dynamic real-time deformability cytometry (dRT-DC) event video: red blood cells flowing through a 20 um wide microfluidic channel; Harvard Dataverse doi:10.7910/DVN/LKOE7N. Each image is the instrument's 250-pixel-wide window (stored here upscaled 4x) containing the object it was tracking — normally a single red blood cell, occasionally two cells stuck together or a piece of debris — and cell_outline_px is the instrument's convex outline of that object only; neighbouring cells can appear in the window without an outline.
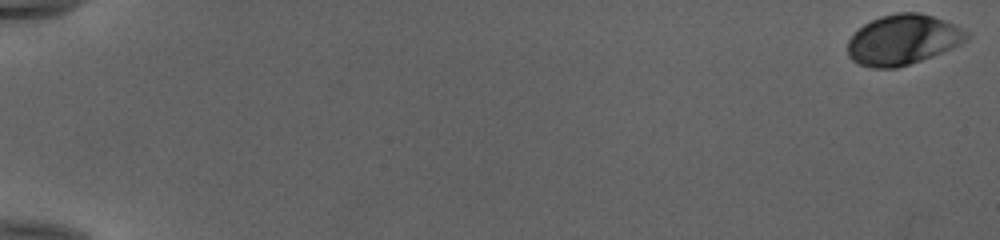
{"species": "human", "species_latin": "Homo sapiens", "temperature_condition": "cold", "stored_images_in_passage": 54, "camera_frame_rate_fps": 3000, "um_per_image_px": 0.085, "donor": {"sex": "female"}, "frame": {"image": 1, "passage_image": 1, "time_ms": 0.0, "image_size_px": [1000, 240], "cell_outline_px": [[968, 36], [964, 40], [932, 56], [896, 68], [872, 68], [860, 64], [852, 60], [848, 56], [848, 40], [864, 24], [880, 16], [896, 12], [920, 12], [944, 20], [968, 32]], "centroid_in_image_um": [76.68, 3.37], "position_along_channel_um": 8.3, "area_um2": 34.1}}
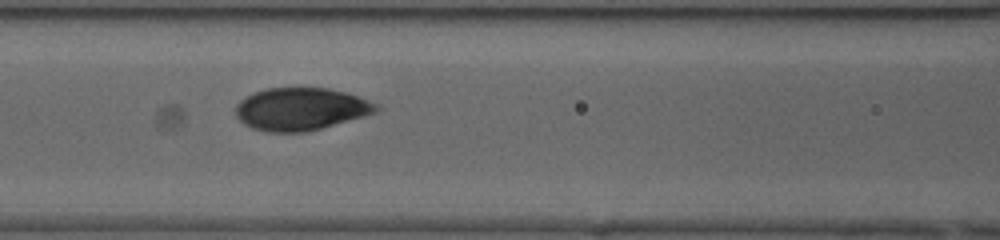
{"frame": {"image": 2, "passage_image": 26, "time_ms": 8.333, "image_size_px": [1000, 240], "cell_outline_px": [[380, 108], [376, 112], [364, 116], [308, 132], [268, 132], [252, 128], [244, 124], [236, 116], [236, 104], [240, 100], [256, 92], [268, 88], [328, 88], [344, 92], [380, 104]], "centroid_in_image_um": [25.58, 9.28], "position_along_channel_um": 141.0, "area_um2": 34.74}}
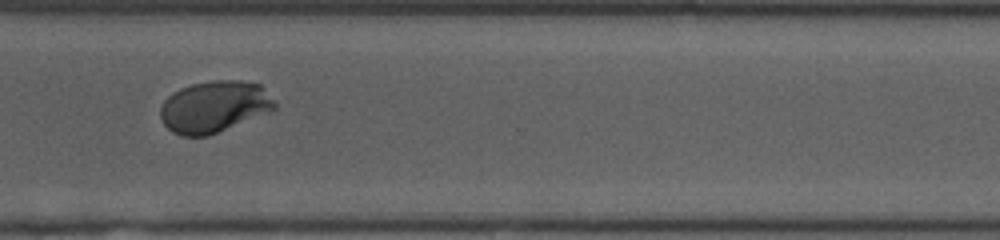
{"frame": {"image": 3, "passage_image": 42, "time_ms": 13.667, "image_size_px": [1000, 240], "cell_outline_px": [[276, 108], [272, 112], [208, 136], [180, 136], [172, 132], [164, 124], [160, 116], [160, 108], [164, 100], [172, 92], [180, 88], [192, 84], [212, 80], [240, 80], [260, 84], [276, 104]], "centroid_in_image_um": [18.21, 9.08], "position_along_channel_um": 352.4, "area_um2": 34.68}, "authors_computed_cell_mechanics": {"area_um2": 34.5933, "velocity_mm_per_s": 3.9648, "shape_relaxation_time_tau1_ms": 3.891, "shape_relaxation_time_tau2_ms": null, "deformation_change_tau1": 0.1653, "deformation_change_tau2": null}}